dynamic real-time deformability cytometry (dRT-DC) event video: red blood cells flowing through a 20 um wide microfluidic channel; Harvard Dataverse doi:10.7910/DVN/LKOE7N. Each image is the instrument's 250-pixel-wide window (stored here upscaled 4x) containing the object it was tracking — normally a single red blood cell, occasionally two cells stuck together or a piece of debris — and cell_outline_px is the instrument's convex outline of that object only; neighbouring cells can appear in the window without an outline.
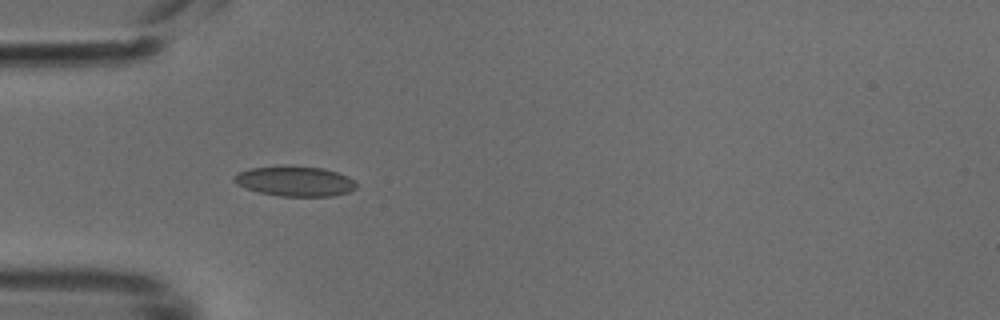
{"species": "common noctule bat (a hibernating species)", "species_latin": "Nyctalus noctula", "temperature_condition": "cold", "stored_images_in_passage": 38, "camera_frame_rate_fps": 3000, "um_per_image_px": 0.085, "animal": {"sex": "male", "body_mass_g": 18.8}, "frame": {"image": 1, "passage_image": 4, "time_ms": 1.0, "image_size_px": [1000, 320], "cell_outline_px": [[356, 188], [348, 192], [332, 196], [280, 196], [260, 192], [236, 184], [232, 180], [232, 176], [236, 172], [252, 168], [284, 164], [324, 168], [348, 176], [356, 184]], "centroid_in_image_um": [25.03, 15.37], "position_along_channel_um": 60.0, "area_um2": 21.68}}
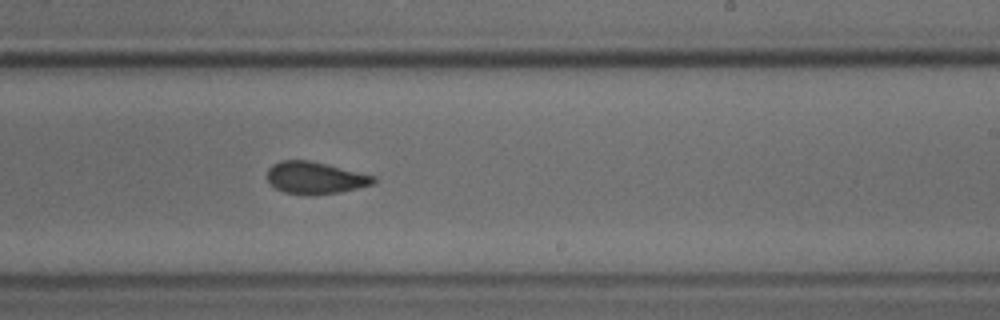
{"frame": {"image": 2, "passage_image": 19, "time_ms": 6.0, "image_size_px": [1000, 320], "cell_outline_px": [[376, 180], [372, 184], [340, 192], [308, 196], [304, 196], [284, 192], [276, 188], [268, 180], [268, 168], [272, 164], [280, 160], [308, 160], [376, 176]], "centroid_in_image_um": [26.76, 15.12], "position_along_channel_um": 262.2, "area_um2": 19.83}}
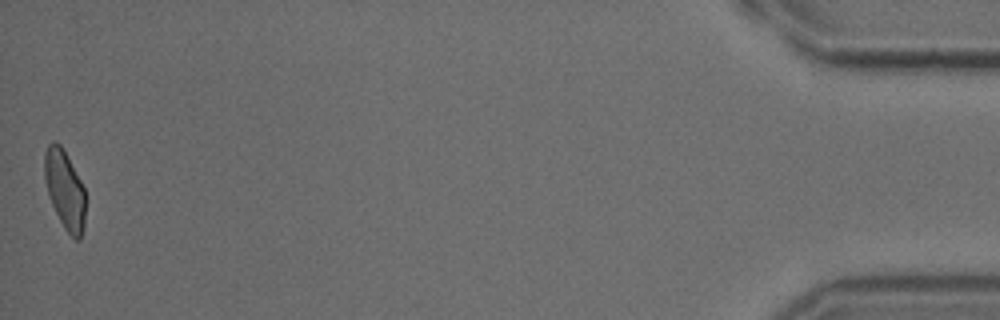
{"frame": {"image": 3, "passage_image": 38, "time_ms": 12.333, "image_size_px": [1000, 320], "cell_outline_px": [[84, 224], [80, 240], [76, 240], [64, 228], [48, 196], [44, 176], [44, 152], [48, 144], [52, 140], [56, 140], [64, 148], [84, 188]], "centroid_in_image_um": [5.48, 16.06], "position_along_channel_um": 429.7, "area_um2": 18.79}}